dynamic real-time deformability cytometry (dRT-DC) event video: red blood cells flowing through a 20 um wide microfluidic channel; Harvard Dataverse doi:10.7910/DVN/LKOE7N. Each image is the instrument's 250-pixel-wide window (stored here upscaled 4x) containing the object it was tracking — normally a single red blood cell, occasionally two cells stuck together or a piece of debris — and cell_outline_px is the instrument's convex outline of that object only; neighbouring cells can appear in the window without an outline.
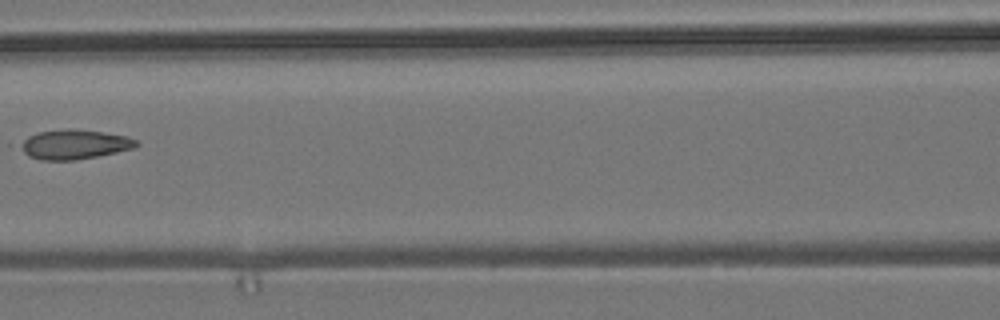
{"species": "common noctule bat (a hibernating species)", "species_latin": "Nyctalus noctula", "temperature_condition": "room temperature", "stored_images_in_passage": 8, "camera_frame_rate_fps": 3000, "um_per_image_px": 0.085, "animal": {"sex": "male", "body_mass_g": 19.2, "forearm_length_mm": 51.8}, "frame": {"image": 1, "passage_image": 7, "time_ms": 7.0, "image_size_px": [1000, 320], "cell_outline_px": [[140, 144], [132, 148], [116, 152], [76, 160], [40, 160], [28, 156], [16, 144], [28, 136], [40, 132], [68, 128], [72, 128], [104, 132], [128, 136], [136, 140]], "centroid_in_image_um": [6.28, 12.27], "position_along_channel_um": 160.3, "area_um2": 20.06}}
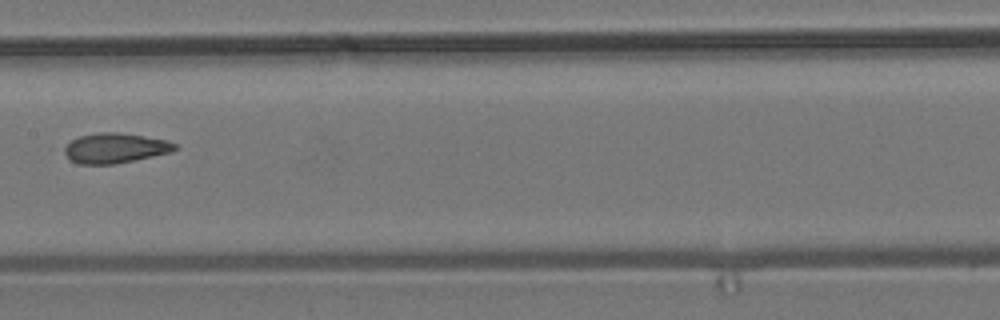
{"frame": {"image": 2, "passage_image": 8, "time_ms": 8.0, "image_size_px": [1000, 320], "cell_outline_px": [[180, 148], [172, 152], [116, 164], [80, 164], [68, 160], [64, 152], [64, 148], [72, 140], [80, 136], [96, 132], [116, 132], [144, 136], [168, 140], [176, 144]], "centroid_in_image_um": [9.8, 12.59], "position_along_channel_um": 197.6, "area_um2": 19.48}}